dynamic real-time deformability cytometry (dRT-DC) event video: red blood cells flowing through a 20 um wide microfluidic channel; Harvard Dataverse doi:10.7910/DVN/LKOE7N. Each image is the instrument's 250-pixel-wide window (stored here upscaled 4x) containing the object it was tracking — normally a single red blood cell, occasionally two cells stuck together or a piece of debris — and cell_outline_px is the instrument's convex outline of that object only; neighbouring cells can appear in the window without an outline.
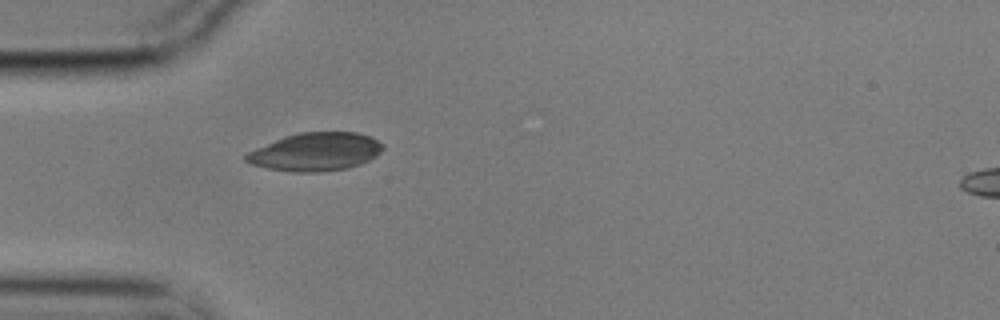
{"species": "common noctule bat (a hibernating species)", "species_latin": "Nyctalus noctula", "temperature_condition": "cold", "stored_images_in_passage": 2, "segment_of_instrument_passage": [1, 2], "camera_frame_rate_fps": 3000, "um_per_image_px": 0.085, "animal": {"sex": "male", "body_mass_g": 17.9}, "frame": {"image": 1, "passage_image": 1, "time_ms": 0.0, "image_size_px": [1000, 320], "cell_outline_px": [[384, 148], [376, 156], [360, 164], [348, 168], [320, 172], [292, 172], [268, 168], [252, 164], [244, 160], [244, 156], [248, 152], [256, 148], [284, 136], [300, 132], [356, 132], [372, 136], [384, 144]], "centroid_in_image_um": [26.85, 12.9], "position_along_channel_um": 58.2, "area_um2": 30.52}}